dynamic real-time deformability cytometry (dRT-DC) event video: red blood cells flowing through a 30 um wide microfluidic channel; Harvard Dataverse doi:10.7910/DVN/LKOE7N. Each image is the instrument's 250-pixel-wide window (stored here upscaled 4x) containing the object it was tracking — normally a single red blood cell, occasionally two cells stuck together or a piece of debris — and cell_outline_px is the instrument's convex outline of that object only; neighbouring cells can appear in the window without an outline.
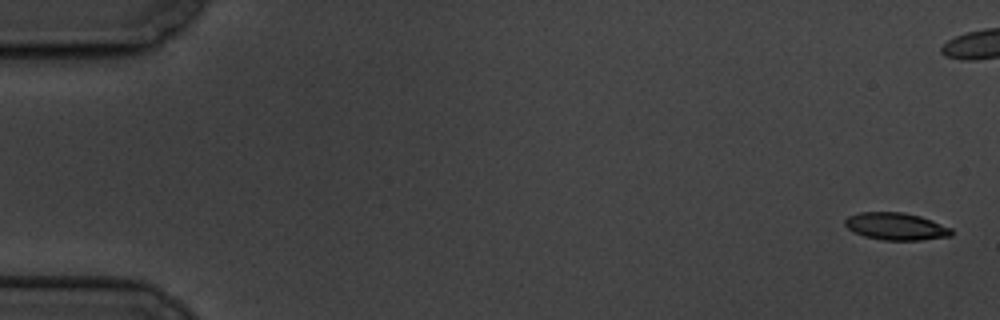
{"species": "common noctule bat (a hibernating species)", "species_latin": "Nyctalus noctula", "temperature_condition": "cold", "stored_images_in_passage": 17, "camera_frame_rate_fps": 3000, "um_per_image_px": 0.085, "animal": {"sex": "male", "body_mass_g": 19.5, "forearm_length_mm": 54.6}, "frame": {"image": 1, "passage_image": 1, "time_ms": 0.0, "image_size_px": [1000, 320], "cell_outline_px": [[952, 236], [920, 240], [884, 240], [864, 236], [848, 228], [844, 224], [844, 220], [848, 216], [860, 212], [904, 212], [920, 216], [932, 220], [952, 228]], "centroid_in_image_um": [76.17, 19.23], "position_along_channel_um": 8.8, "area_um2": 16.94}}
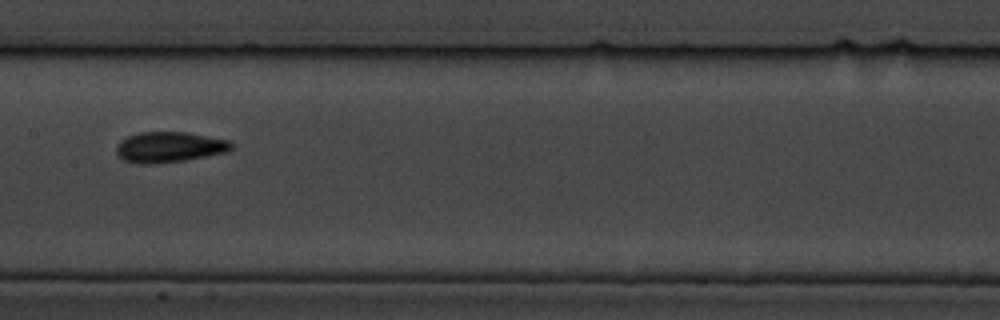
{"frame": {"image": 2, "passage_image": 10, "time_ms": 11.333, "image_size_px": [1000, 320], "cell_outline_px": [[232, 148], [228, 152], [184, 160], [148, 164], [140, 164], [124, 160], [116, 152], [116, 144], [120, 140], [128, 136], [140, 132], [184, 132], [232, 140]], "centroid_in_image_um": [14.4, 12.49], "position_along_channel_um": 193.0, "area_um2": 20.46}}
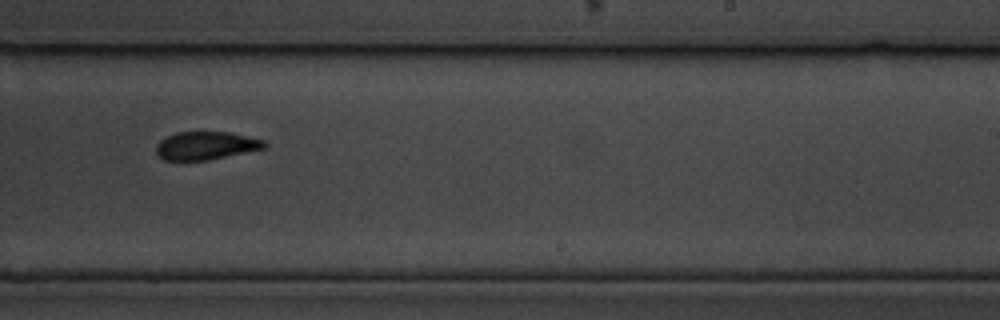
{"frame": {"image": 3, "passage_image": 12, "time_ms": 13.667, "image_size_px": [1000, 320], "cell_outline_px": [[268, 144], [264, 148], [208, 160], [164, 160], [156, 152], [156, 144], [160, 140], [176, 132], [232, 132], [264, 140]], "centroid_in_image_um": [17.5, 12.37], "position_along_channel_um": 271.5, "area_um2": 17.63}, "authors_computed_cell_mechanics": {"area_um2": 18.0914, "velocity_mm_per_s": 3.3681, "shape_relaxation_time_tau1_ms": null, "shape_relaxation_time_tau2_ms": 2.8237, "deformation_change_tau1": null, "deformation_change_tau2": 0.0694}}